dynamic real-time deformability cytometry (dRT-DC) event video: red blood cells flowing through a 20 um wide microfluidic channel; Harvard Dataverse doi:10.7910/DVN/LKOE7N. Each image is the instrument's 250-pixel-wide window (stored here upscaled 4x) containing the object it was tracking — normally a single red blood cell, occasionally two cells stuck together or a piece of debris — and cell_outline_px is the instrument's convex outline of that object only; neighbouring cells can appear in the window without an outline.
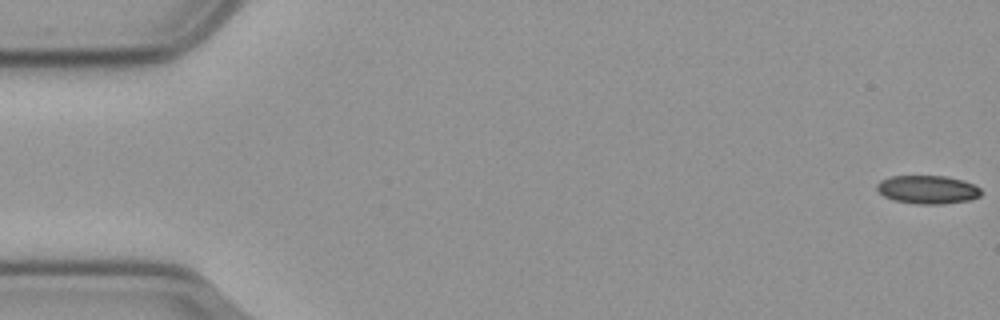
{"species": "common noctule bat (a hibernating species)", "species_latin": "Nyctalus noctula", "temperature_condition": "cold", "stored_images_in_passage": 57, "camera_frame_rate_fps": 3000, "um_per_image_px": 0.085, "animal": {"sex": "male", "body_mass_g": 23.1, "forearm_length_mm": 52.7}, "frame": {"image": 1, "passage_image": 1, "time_ms": 0.0, "image_size_px": [1000, 320], "cell_outline_px": [[980, 196], [968, 200], [944, 204], [916, 204], [896, 200], [884, 196], [876, 188], [876, 184], [880, 180], [892, 176], [944, 176], [964, 180], [980, 188]], "centroid_in_image_um": [78.84, 16.11], "position_along_channel_um": 6.2, "area_um2": 17.11}}
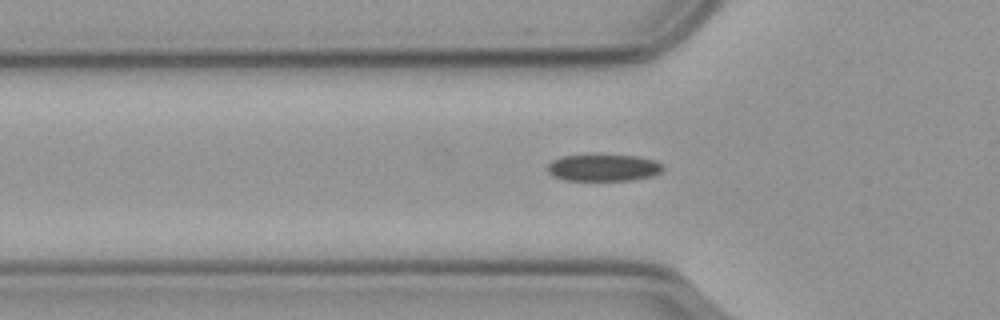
{"frame": {"image": 2, "passage_image": 19, "time_ms": 6.0, "image_size_px": [1000, 320], "cell_outline_px": [[664, 168], [660, 172], [652, 176], [632, 180], [564, 180], [552, 176], [548, 172], [548, 164], [552, 160], [560, 156], [636, 156], [656, 160], [664, 164]], "centroid_in_image_um": [51.31, 14.27], "position_along_channel_um": 74.5, "area_um2": 17.92}}
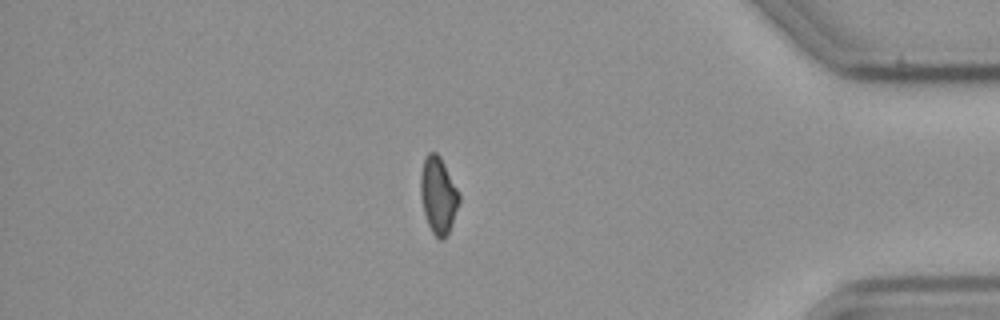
{"frame": {"image": 3, "passage_image": 49, "time_ms": 16.0, "image_size_px": [1000, 320], "cell_outline_px": [[460, 200], [452, 224], [444, 240], [440, 240], [432, 232], [428, 224], [424, 212], [420, 196], [420, 176], [424, 160], [428, 152], [436, 152], [440, 156], [460, 192]], "centroid_in_image_um": [37.26, 16.59], "position_along_channel_um": 397.9, "area_um2": 17.28}, "authors_computed_cell_mechanics": {"area_um2": 18.0336, "velocity_mm_per_s": 3.5932, "shape_relaxation_time_tau1_ms": 5.2244, "shape_relaxation_time_tau2_ms": 5.0294, "deformation_change_tau1": 0.1122, "deformation_change_tau2": 0.113}}